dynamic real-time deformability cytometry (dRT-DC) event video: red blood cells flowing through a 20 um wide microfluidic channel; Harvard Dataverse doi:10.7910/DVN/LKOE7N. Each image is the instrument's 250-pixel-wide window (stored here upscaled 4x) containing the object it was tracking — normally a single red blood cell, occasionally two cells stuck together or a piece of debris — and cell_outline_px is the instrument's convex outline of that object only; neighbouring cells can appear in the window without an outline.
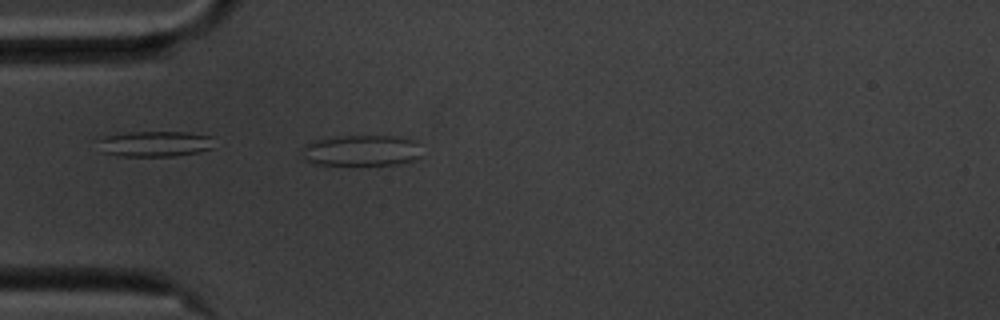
{"species": "common noctule bat (a hibernating species)", "species_latin": "Nyctalus noctula", "temperature_condition": "cold", "stored_images_in_passage": 43, "camera_frame_rate_fps": 3000, "um_per_image_px": 0.085, "animal": {"sex": "male", "body_mass_g": 20.1, "forearm_length_mm": 53.5}, "frame": {"image": 1, "passage_image": 2, "time_ms": 0.333, "image_size_px": [1000, 320], "cell_outline_px": [[420, 156], [416, 160], [396, 164], [316, 164], [304, 160], [304, 144], [308, 140], [336, 136], [392, 136], [416, 140]], "centroid_in_image_um": [30.68, 12.77], "position_along_channel_um": 54.3, "area_um2": 21.56}}
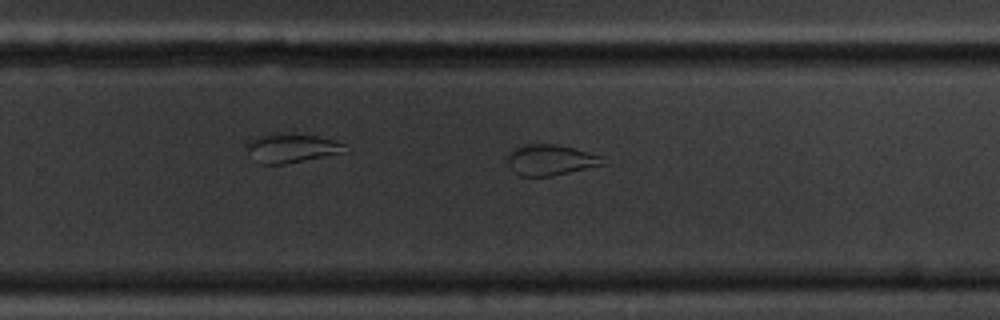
{"frame": {"image": 2, "passage_image": 22, "time_ms": 7.0, "image_size_px": [1000, 320], "cell_outline_px": [[608, 164], [552, 176], [520, 176], [508, 164], [508, 152], [524, 144], [556, 144], [572, 148], [600, 156]], "centroid_in_image_um": [46.8, 13.6], "position_along_channel_um": 283.0, "area_um2": 16.94}}
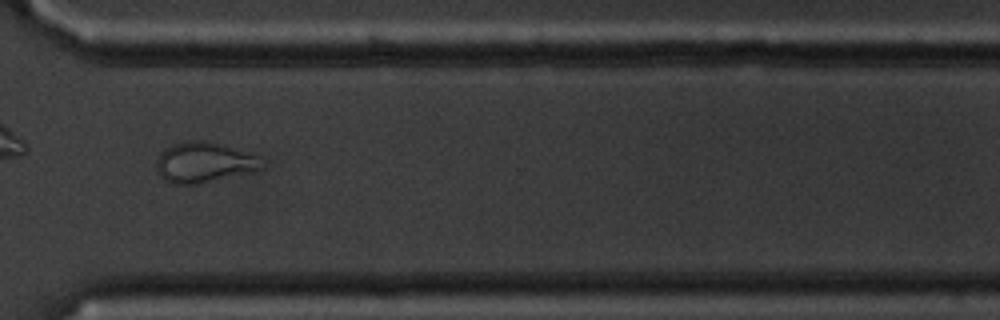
{"frame": {"image": 3, "passage_image": 28, "time_ms": 9.0, "image_size_px": [1000, 320], "cell_outline_px": [[260, 168], [196, 184], [172, 184], [164, 180], [156, 172], [156, 160], [160, 152], [164, 148], [172, 144], [188, 140], [208, 140], [224, 144], [256, 156]], "centroid_in_image_um": [17.17, 13.77], "position_along_channel_um": 353.4, "area_um2": 24.28}, "authors_computed_cell_mechanics": {"area_um2": 18.9006, "velocity_mm_per_s": 3.5222, "shape_relaxation_time_tau1_ms": null, "shape_relaxation_time_tau2_ms": 1.0954, "deformation_change_tau1": null, "deformation_change_tau2": 0.0907}}